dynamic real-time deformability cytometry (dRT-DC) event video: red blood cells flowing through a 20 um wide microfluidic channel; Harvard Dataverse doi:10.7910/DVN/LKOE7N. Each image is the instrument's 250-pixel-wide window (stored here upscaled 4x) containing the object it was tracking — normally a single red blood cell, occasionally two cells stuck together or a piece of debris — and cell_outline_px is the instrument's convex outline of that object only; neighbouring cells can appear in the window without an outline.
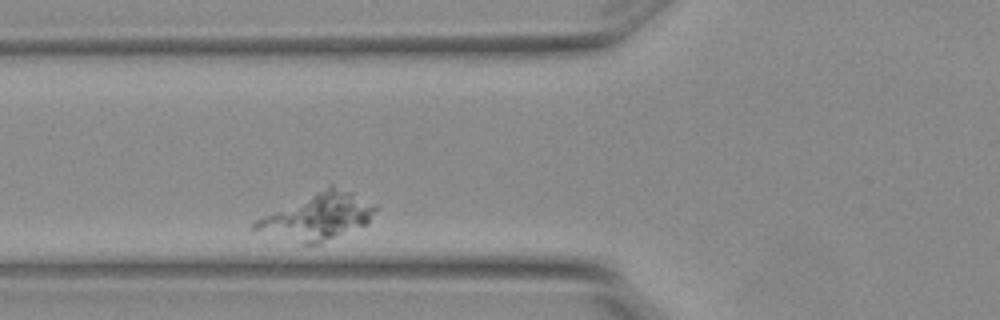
{"species": "Egyptian fruit bat (a non-hibernating species)", "species_latin": "Rousettus aegyptiacus", "temperature_condition": "warm", "stored_images_in_passage": 2, "camera_frame_rate_fps": 3000, "um_per_image_px": 0.085, "animal": {"sex": "female"}, "frame": {"image": 1, "passage_image": 2, "time_ms": 0.333, "image_size_px": [1000, 320], "cell_outline_px": [[376, 208], [368, 224], [320, 244], [300, 244], [248, 228], [256, 220], [328, 184], [332, 184], [352, 192], [376, 204]], "centroid_in_image_um": [27.02, 18.4], "position_along_channel_um": 98.8, "area_um2": 32.71}}